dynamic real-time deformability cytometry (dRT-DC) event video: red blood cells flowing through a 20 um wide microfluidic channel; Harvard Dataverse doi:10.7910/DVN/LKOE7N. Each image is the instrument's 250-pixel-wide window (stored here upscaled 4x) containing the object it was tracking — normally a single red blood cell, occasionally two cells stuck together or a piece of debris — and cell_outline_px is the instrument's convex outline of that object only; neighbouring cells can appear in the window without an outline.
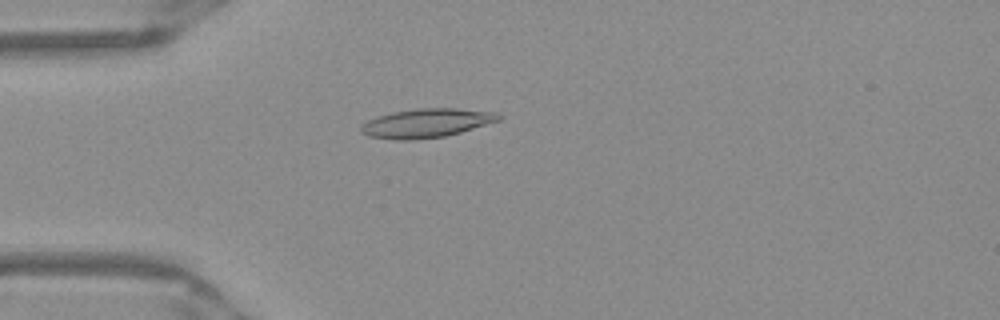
{"species": "Egyptian fruit bat (a non-hibernating species)", "species_latin": "Rousettus aegyptiacus", "temperature_condition": "warm", "stored_images_in_passage": 51, "camera_frame_rate_fps": 3000, "um_per_image_px": 0.085, "frame": {"image": 1, "passage_image": 14, "time_ms": 4.333, "image_size_px": [1000, 320], "cell_outline_px": [[500, 120], [460, 132], [444, 136], [408, 140], [400, 140], [368, 136], [360, 132], [360, 128], [368, 120], [376, 116], [392, 112], [416, 108], [456, 108], [496, 112], [500, 116]], "centroid_in_image_um": [36.22, 10.45], "position_along_channel_um": 48.8, "area_um2": 23.0}}
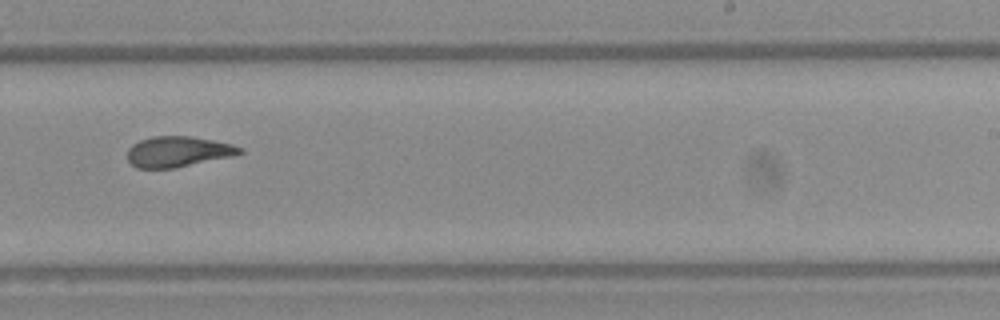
{"frame": {"image": 2, "passage_image": 32, "time_ms": 10.333, "image_size_px": [1000, 320], "cell_outline_px": [[244, 152], [232, 156], [176, 168], [136, 168], [128, 160], [128, 148], [132, 144], [140, 140], [152, 136], [188, 136], [212, 140], [232, 144], [244, 148]], "centroid_in_image_um": [15.13, 12.89], "position_along_channel_um": 273.9, "area_um2": 20.06}}
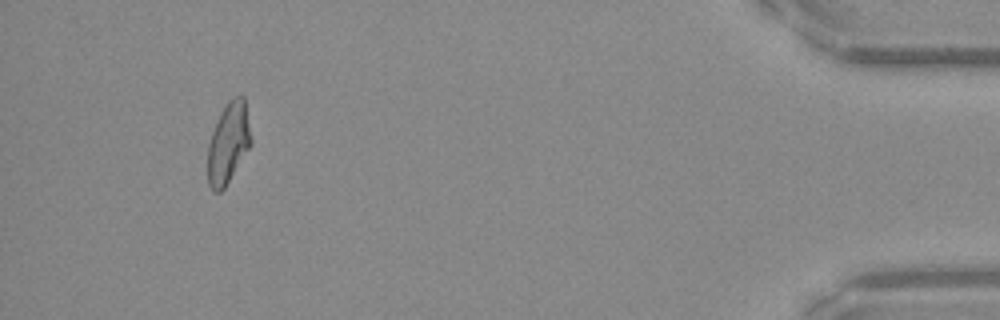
{"frame": {"image": 3, "passage_image": 48, "time_ms": 15.667, "image_size_px": [1000, 320], "cell_outline_px": [[252, 144], [224, 188], [220, 192], [212, 192], [208, 184], [208, 144], [216, 120], [220, 112], [228, 100], [232, 96], [244, 96], [252, 140]], "centroid_in_image_um": [19.4, 12.14], "position_along_channel_um": 415.8, "area_um2": 20.52}, "authors_computed_cell_mechanics": {"area_um2": 20.808, "velocity_mm_per_s": 3.961, "shape_relaxation_time_tau1_ms": 10.5109, "shape_relaxation_time_tau2_ms": 1.3739, "deformation_change_tau1": 0.291, "deformation_change_tau2": 0.0932}}